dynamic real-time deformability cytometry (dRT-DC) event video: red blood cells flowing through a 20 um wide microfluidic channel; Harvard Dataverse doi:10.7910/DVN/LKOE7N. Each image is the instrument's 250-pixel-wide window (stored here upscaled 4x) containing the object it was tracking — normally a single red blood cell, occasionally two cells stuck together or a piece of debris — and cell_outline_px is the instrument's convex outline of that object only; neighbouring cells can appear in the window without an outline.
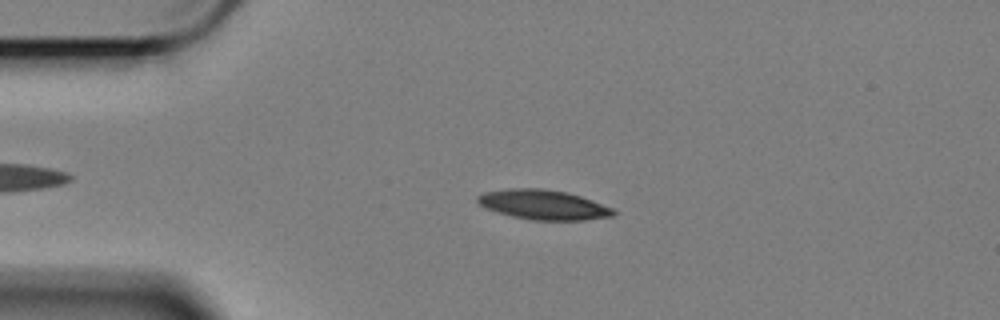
{"species": "Egyptian fruit bat (a non-hibernating species)", "species_latin": "Rousettus aegyptiacus", "temperature_condition": "cold", "stored_images_in_passage": 52, "camera_frame_rate_fps": 3000, "um_per_image_px": 0.085, "animal": {"sex": "female"}, "frame": {"image": 1, "passage_image": 12, "time_ms": 3.667, "image_size_px": [1000, 320], "cell_outline_px": [[616, 212], [612, 216], [584, 220], [532, 220], [512, 216], [496, 212], [484, 208], [476, 200], [476, 196], [484, 192], [508, 188], [544, 188], [568, 192], [592, 200], [612, 208]], "centroid_in_image_um": [46.14, 17.39], "position_along_channel_um": 38.9, "area_um2": 23.64}}
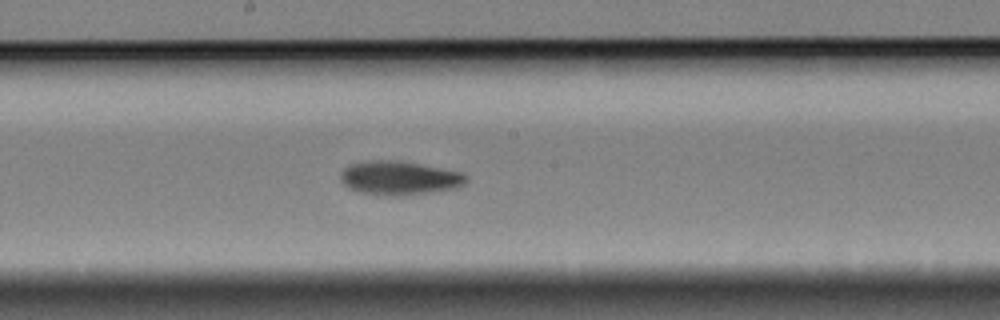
{"frame": {"image": 2, "passage_image": 30, "time_ms": 9.667, "image_size_px": [1000, 320], "cell_outline_px": [[468, 180], [464, 184], [456, 188], [432, 192], [392, 196], [388, 196], [360, 192], [348, 188], [340, 180], [340, 172], [348, 164], [368, 160], [400, 160], [460, 172], [468, 176]], "centroid_in_image_um": [33.91, 15.12], "position_along_channel_um": 214.3, "area_um2": 24.91}}
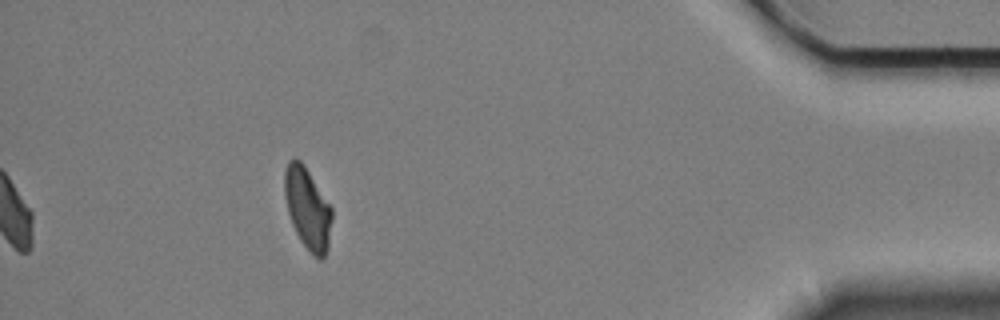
{"frame": {"image": 3, "passage_image": 52, "time_ms": 17.0, "image_size_px": [1000, 320], "cell_outline_px": [[332, 220], [328, 248], [324, 256], [320, 260], [312, 256], [300, 240], [292, 224], [288, 212], [284, 196], [284, 172], [288, 160], [292, 156], [300, 160], [304, 164], [332, 208]], "centroid_in_image_um": [26.13, 17.71], "position_along_channel_um": 409.1, "area_um2": 22.72}, "authors_computed_cell_mechanics": {"area_um2": 23.6113, "velocity_mm_per_s": 3.3884, "shape_relaxation_time_tau1_ms": 5.1188, "shape_relaxation_time_tau2_ms": 7.1565, "deformation_change_tau1": 0.1464, "deformation_change_tau2": 0.1287}}